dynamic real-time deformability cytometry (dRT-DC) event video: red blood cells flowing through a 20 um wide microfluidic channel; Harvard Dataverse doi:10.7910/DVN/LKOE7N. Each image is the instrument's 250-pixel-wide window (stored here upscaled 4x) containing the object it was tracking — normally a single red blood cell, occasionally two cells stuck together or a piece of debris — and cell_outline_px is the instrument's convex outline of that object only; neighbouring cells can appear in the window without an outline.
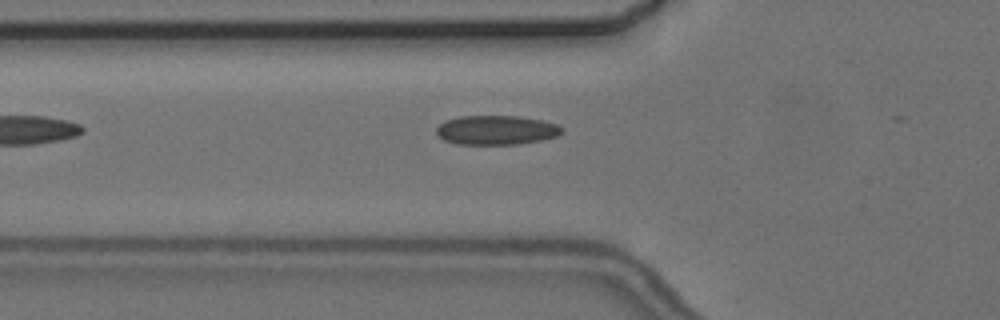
{"species": "common noctule bat (a hibernating species)", "species_latin": "Nyctalus noctula", "temperature_condition": "cold", "stored_images_in_passage": 6, "camera_frame_rate_fps": 3000, "um_per_image_px": 0.085, "animal": {"sex": "female", "body_mass_g": 24.6, "forearm_length_mm": 56.2}, "frame": {"image": 1, "passage_image": 6, "time_ms": 6.0, "image_size_px": [1000, 320], "cell_outline_px": [[564, 132], [556, 136], [540, 140], [516, 144], [456, 144], [444, 140], [436, 132], [436, 128], [444, 120], [460, 116], [520, 116], [540, 120], [556, 124], [564, 128]], "centroid_in_image_um": [42.18, 11.05], "position_along_channel_um": 83.6, "area_um2": 21.39}}